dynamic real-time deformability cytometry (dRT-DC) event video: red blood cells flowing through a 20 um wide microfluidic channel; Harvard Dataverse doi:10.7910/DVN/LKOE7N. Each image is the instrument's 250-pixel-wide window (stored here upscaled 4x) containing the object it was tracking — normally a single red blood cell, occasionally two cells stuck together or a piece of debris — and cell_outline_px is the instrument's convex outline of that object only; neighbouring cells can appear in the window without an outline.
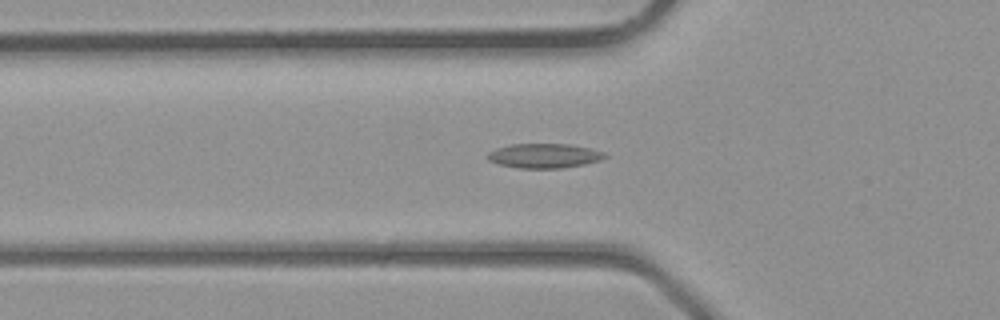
{"species": "common noctule bat (a hibernating species)", "species_latin": "Nyctalus noctula", "temperature_condition": "room temperature", "stored_images_in_passage": 38, "camera_frame_rate_fps": 3000, "um_per_image_px": 0.085, "animal": {"sex": "male", "body_mass_g": 23.1, "forearm_length_mm": 52.7}, "frame": {"image": 1, "passage_image": 13, "time_ms": 4.0, "image_size_px": [1000, 320], "cell_outline_px": [[608, 156], [600, 160], [584, 164], [560, 168], [516, 168], [500, 164], [488, 160], [484, 156], [488, 152], [496, 148], [512, 144], [572, 144], [592, 148], [604, 152]], "centroid_in_image_um": [46.25, 13.23], "position_along_channel_um": 79.6, "area_um2": 16.88}}
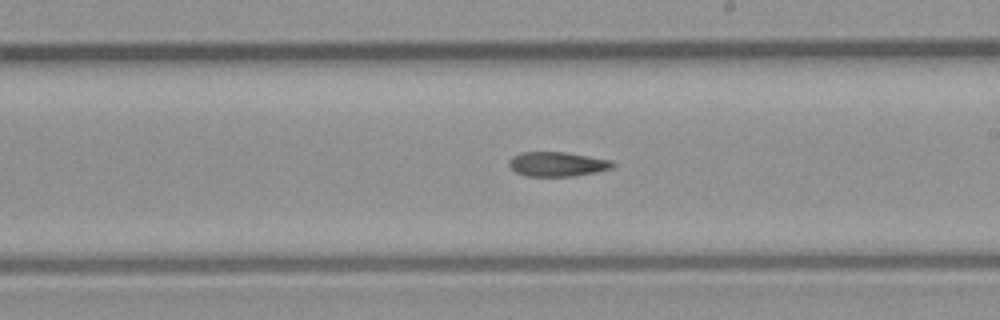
{"frame": {"image": 2, "passage_image": 22, "time_ms": 7.0, "image_size_px": [1000, 320], "cell_outline_px": [[616, 164], [612, 168], [596, 172], [576, 176], [524, 176], [516, 172], [508, 164], [508, 160], [512, 156], [520, 152], [564, 152], [612, 160]], "centroid_in_image_um": [47.36, 13.95], "position_along_channel_um": 241.6, "area_um2": 14.91}}
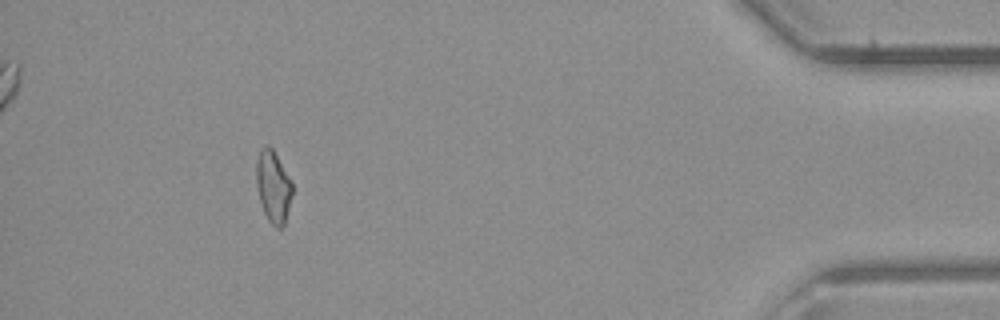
{"frame": {"image": 3, "passage_image": 35, "time_ms": 11.333, "image_size_px": [1000, 320], "cell_outline_px": [[292, 196], [284, 224], [280, 228], [276, 228], [268, 220], [264, 212], [260, 200], [256, 184], [256, 160], [260, 148], [264, 144], [268, 144], [272, 148], [292, 180]], "centroid_in_image_um": [23.22, 15.82], "position_along_channel_um": 412.0, "area_um2": 15.2}}